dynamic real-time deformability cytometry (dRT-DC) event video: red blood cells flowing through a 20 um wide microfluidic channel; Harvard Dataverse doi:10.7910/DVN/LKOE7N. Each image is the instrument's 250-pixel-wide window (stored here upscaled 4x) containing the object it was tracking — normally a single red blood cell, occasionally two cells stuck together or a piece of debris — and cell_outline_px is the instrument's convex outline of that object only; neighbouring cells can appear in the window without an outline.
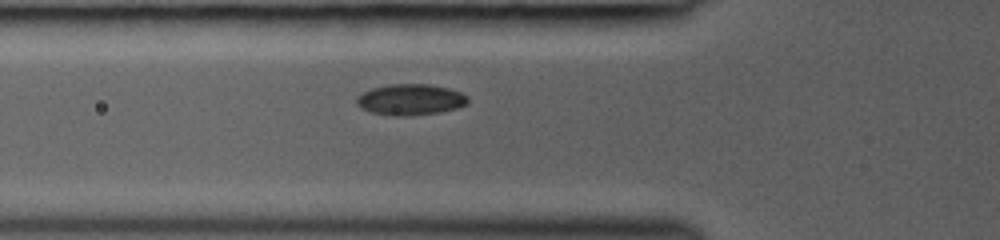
{"species": "common noctule bat (a hibernating species)", "species_latin": "Nyctalus noctula", "temperature_condition": "room temperature", "stored_images_in_passage": 21, "camera_frame_rate_fps": 3000, "um_per_image_px": 0.085, "animal": {"sex": "female", "body_mass_g": 19.0, "forearm_length_mm": 53.3}, "frame": {"image": 1, "passage_image": 4, "time_ms": 1.667, "image_size_px": [1000, 240], "cell_outline_px": [[468, 104], [460, 108], [440, 112], [412, 116], [392, 116], [372, 112], [360, 108], [356, 104], [356, 96], [372, 88], [388, 84], [428, 84], [448, 88], [460, 92], [468, 96]], "centroid_in_image_um": [34.9, 8.47], "position_along_channel_um": 90.9, "area_um2": 20.4}}
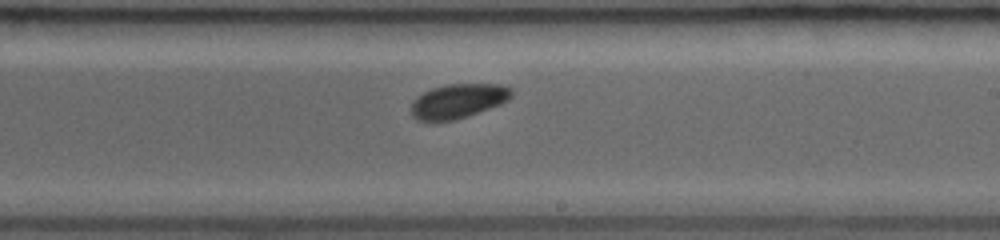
{"frame": {"image": 2, "passage_image": 11, "time_ms": 5.333, "image_size_px": [1000, 240], "cell_outline_px": [[512, 96], [508, 100], [500, 104], [468, 116], [456, 120], [432, 124], [416, 120], [412, 116], [412, 100], [416, 96], [432, 88], [444, 84], [500, 84], [512, 88]], "centroid_in_image_um": [38.89, 8.62], "position_along_channel_um": 250.1, "area_um2": 20.69}}
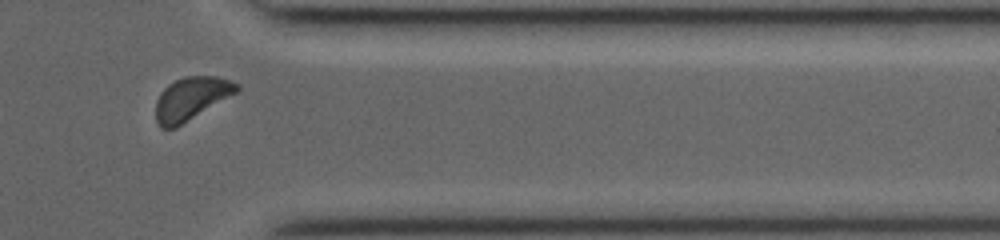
{"frame": {"image": 3, "passage_image": 18, "time_ms": 8.667, "image_size_px": [1000, 240], "cell_outline_px": [[240, 88], [236, 92], [176, 128], [160, 128], [156, 120], [156, 100], [160, 92], [168, 84], [184, 76], [216, 76], [240, 84]], "centroid_in_image_um": [16.22, 8.38], "position_along_channel_um": 395.2, "area_um2": 20.11}}